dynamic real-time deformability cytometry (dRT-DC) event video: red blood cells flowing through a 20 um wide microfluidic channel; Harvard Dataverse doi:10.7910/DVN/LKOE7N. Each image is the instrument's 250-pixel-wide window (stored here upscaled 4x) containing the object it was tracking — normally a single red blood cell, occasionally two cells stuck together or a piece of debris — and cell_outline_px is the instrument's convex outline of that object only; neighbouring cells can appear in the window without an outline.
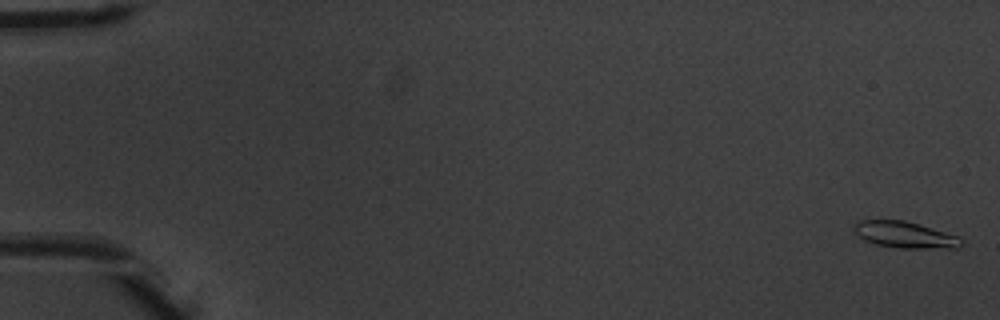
{"species": "common noctule bat (a hibernating species)", "species_latin": "Nyctalus noctula", "temperature_condition": "warm", "stored_images_in_passage": 53, "camera_frame_rate_fps": 3000, "um_per_image_px": 0.085, "animal": {"sex": "male", "body_mass_g": 20.1, "forearm_length_mm": 53.5}, "frame": {"image": 1, "passage_image": 1, "time_ms": 0.0, "image_size_px": [1000, 320], "cell_outline_px": [[964, 244], [956, 248], [896, 248], [876, 244], [864, 240], [852, 232], [852, 224], [860, 220], [904, 220], [920, 224], [960, 236], [964, 240]], "centroid_in_image_um": [76.91, 19.95], "position_along_channel_um": 8.1, "area_um2": 16.94}}
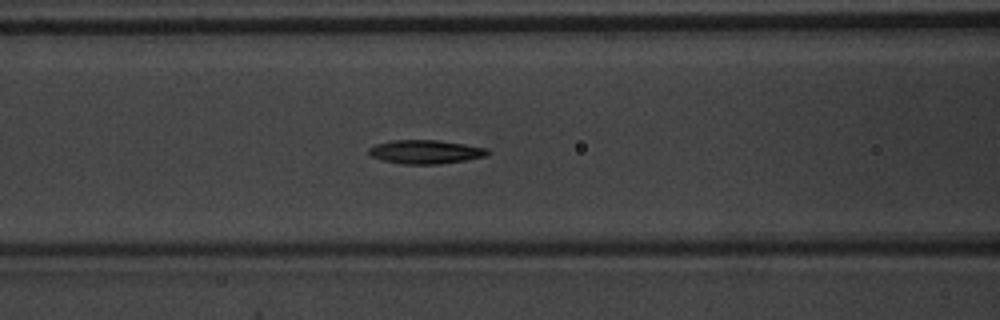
{"frame": {"image": 2, "passage_image": 23, "time_ms": 7.333, "image_size_px": [1000, 320], "cell_outline_px": [[492, 152], [484, 156], [464, 160], [440, 164], [404, 164], [380, 160], [372, 156], [368, 152], [368, 148], [376, 144], [388, 140], [440, 140], [488, 148]], "centroid_in_image_um": [36.15, 12.9], "position_along_channel_um": 130.4, "area_um2": 16.53}}
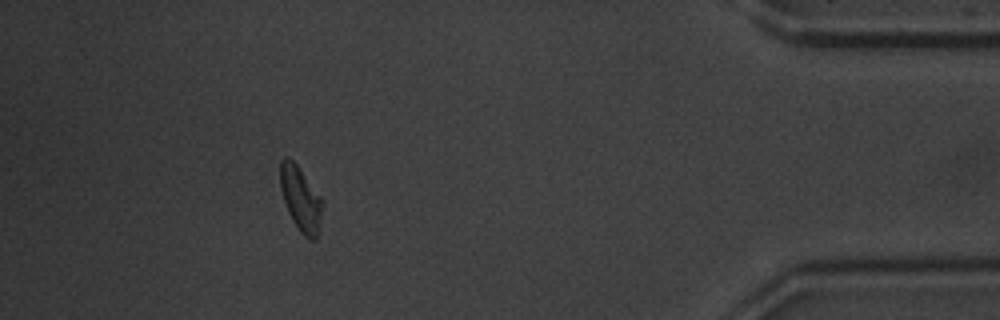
{"frame": {"image": 3, "passage_image": 48, "time_ms": 15.667, "image_size_px": [1000, 320], "cell_outline_px": [[324, 204], [316, 240], [308, 240], [300, 232], [292, 220], [288, 212], [280, 188], [280, 160], [284, 156], [288, 156], [296, 164], [324, 200]], "centroid_in_image_um": [25.56, 16.91], "position_along_channel_um": 409.6, "area_um2": 16.07}, "authors_computed_cell_mechanics": {"area_um2": 16.0684, "velocity_mm_per_s": 3.9293, "shape_relaxation_time_tau1_ms": 3.1648, "shape_relaxation_time_tau2_ms": 5.1305, "deformation_change_tau1": 0.1544, "deformation_change_tau2": 0.1194}}